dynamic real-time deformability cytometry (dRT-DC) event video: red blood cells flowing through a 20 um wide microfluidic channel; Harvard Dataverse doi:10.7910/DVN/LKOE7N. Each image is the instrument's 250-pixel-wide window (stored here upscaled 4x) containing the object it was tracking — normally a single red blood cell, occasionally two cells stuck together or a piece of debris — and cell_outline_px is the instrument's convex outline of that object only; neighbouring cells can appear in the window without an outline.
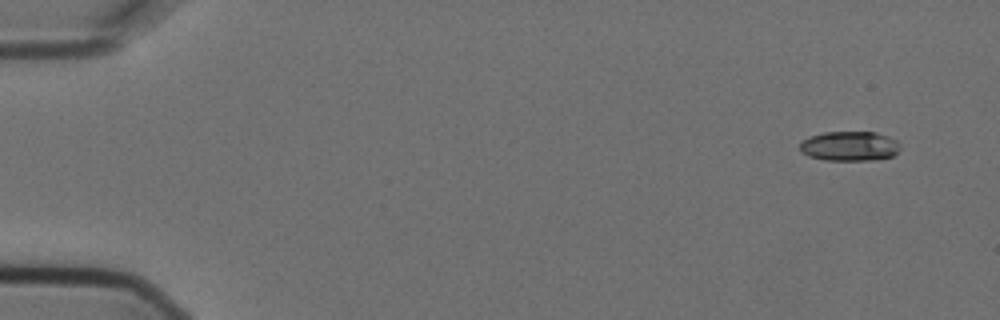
{"species": "Egyptian fruit bat (a non-hibernating species)", "species_latin": "Rousettus aegyptiacus", "temperature_condition": "cold", "stored_images_in_passage": 5, "camera_frame_rate_fps": 3000, "um_per_image_px": 0.085, "animal": {"sex": "female"}, "frame": {"image": 1, "passage_image": 1, "time_ms": 0.0, "image_size_px": [1000, 320], "cell_outline_px": [[900, 148], [892, 156], [872, 160], [824, 160], [808, 156], [800, 152], [800, 144], [808, 136], [824, 132], [876, 132], [888, 136], [896, 140], [900, 144]], "centroid_in_image_um": [72.19, 12.42], "position_along_channel_um": 12.8, "area_um2": 17.4}}
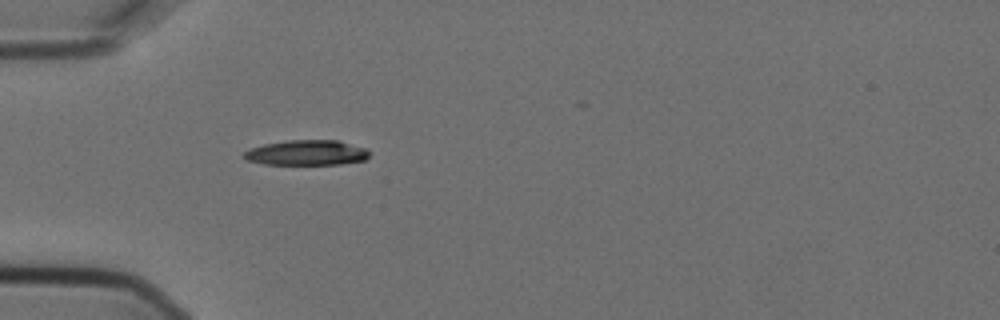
{"frame": {"image": 2, "passage_image": 5, "time_ms": 1.333, "image_size_px": [1000, 320], "cell_outline_px": [[368, 156], [364, 160], [340, 164], [264, 164], [248, 160], [240, 156], [244, 152], [252, 148], [264, 144], [288, 140], [336, 140], [368, 148]], "centroid_in_image_um": [26.06, 12.98], "position_along_channel_um": 58.9, "area_um2": 18.32}}